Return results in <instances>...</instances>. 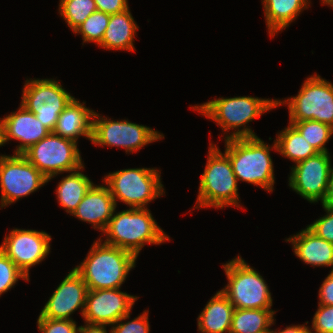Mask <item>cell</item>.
<instances>
[{
	"label": "cell",
	"instance_id": "18",
	"mask_svg": "<svg viewBox=\"0 0 333 333\" xmlns=\"http://www.w3.org/2000/svg\"><path fill=\"white\" fill-rule=\"evenodd\" d=\"M116 207L108 186L93 184L71 215L103 232Z\"/></svg>",
	"mask_w": 333,
	"mask_h": 333
},
{
	"label": "cell",
	"instance_id": "25",
	"mask_svg": "<svg viewBox=\"0 0 333 333\" xmlns=\"http://www.w3.org/2000/svg\"><path fill=\"white\" fill-rule=\"evenodd\" d=\"M275 143L277 152L295 164L318 153L292 124L278 133Z\"/></svg>",
	"mask_w": 333,
	"mask_h": 333
},
{
	"label": "cell",
	"instance_id": "30",
	"mask_svg": "<svg viewBox=\"0 0 333 333\" xmlns=\"http://www.w3.org/2000/svg\"><path fill=\"white\" fill-rule=\"evenodd\" d=\"M20 279L29 281L17 265L0 250V296Z\"/></svg>",
	"mask_w": 333,
	"mask_h": 333
},
{
	"label": "cell",
	"instance_id": "11",
	"mask_svg": "<svg viewBox=\"0 0 333 333\" xmlns=\"http://www.w3.org/2000/svg\"><path fill=\"white\" fill-rule=\"evenodd\" d=\"M21 105L35 114L36 118L51 132L59 115L74 99L59 81L54 79L26 80Z\"/></svg>",
	"mask_w": 333,
	"mask_h": 333
},
{
	"label": "cell",
	"instance_id": "38",
	"mask_svg": "<svg viewBox=\"0 0 333 333\" xmlns=\"http://www.w3.org/2000/svg\"><path fill=\"white\" fill-rule=\"evenodd\" d=\"M106 326L107 325L85 323V326H79L78 333H108Z\"/></svg>",
	"mask_w": 333,
	"mask_h": 333
},
{
	"label": "cell",
	"instance_id": "26",
	"mask_svg": "<svg viewBox=\"0 0 333 333\" xmlns=\"http://www.w3.org/2000/svg\"><path fill=\"white\" fill-rule=\"evenodd\" d=\"M272 309H237L232 314L229 333H257L269 329L274 324Z\"/></svg>",
	"mask_w": 333,
	"mask_h": 333
},
{
	"label": "cell",
	"instance_id": "33",
	"mask_svg": "<svg viewBox=\"0 0 333 333\" xmlns=\"http://www.w3.org/2000/svg\"><path fill=\"white\" fill-rule=\"evenodd\" d=\"M37 328L41 333H78L77 324L74 320L64 319H37Z\"/></svg>",
	"mask_w": 333,
	"mask_h": 333
},
{
	"label": "cell",
	"instance_id": "28",
	"mask_svg": "<svg viewBox=\"0 0 333 333\" xmlns=\"http://www.w3.org/2000/svg\"><path fill=\"white\" fill-rule=\"evenodd\" d=\"M59 14L74 32L93 12L97 11L94 0H59Z\"/></svg>",
	"mask_w": 333,
	"mask_h": 333
},
{
	"label": "cell",
	"instance_id": "5",
	"mask_svg": "<svg viewBox=\"0 0 333 333\" xmlns=\"http://www.w3.org/2000/svg\"><path fill=\"white\" fill-rule=\"evenodd\" d=\"M199 184V193L194 208L241 207L238 180L233 172L231 162L216 144L211 143L209 146L207 164L204 173L201 174Z\"/></svg>",
	"mask_w": 333,
	"mask_h": 333
},
{
	"label": "cell",
	"instance_id": "35",
	"mask_svg": "<svg viewBox=\"0 0 333 333\" xmlns=\"http://www.w3.org/2000/svg\"><path fill=\"white\" fill-rule=\"evenodd\" d=\"M94 2L98 11L109 15L121 13L129 9L128 0H94Z\"/></svg>",
	"mask_w": 333,
	"mask_h": 333
},
{
	"label": "cell",
	"instance_id": "42",
	"mask_svg": "<svg viewBox=\"0 0 333 333\" xmlns=\"http://www.w3.org/2000/svg\"><path fill=\"white\" fill-rule=\"evenodd\" d=\"M257 333H273V330L272 329H266V330H263L261 332H257Z\"/></svg>",
	"mask_w": 333,
	"mask_h": 333
},
{
	"label": "cell",
	"instance_id": "39",
	"mask_svg": "<svg viewBox=\"0 0 333 333\" xmlns=\"http://www.w3.org/2000/svg\"><path fill=\"white\" fill-rule=\"evenodd\" d=\"M305 325L306 324L286 326L283 330H273V333H309V327Z\"/></svg>",
	"mask_w": 333,
	"mask_h": 333
},
{
	"label": "cell",
	"instance_id": "32",
	"mask_svg": "<svg viewBox=\"0 0 333 333\" xmlns=\"http://www.w3.org/2000/svg\"><path fill=\"white\" fill-rule=\"evenodd\" d=\"M318 305L309 333H333V305Z\"/></svg>",
	"mask_w": 333,
	"mask_h": 333
},
{
	"label": "cell",
	"instance_id": "34",
	"mask_svg": "<svg viewBox=\"0 0 333 333\" xmlns=\"http://www.w3.org/2000/svg\"><path fill=\"white\" fill-rule=\"evenodd\" d=\"M326 211V215L316 219L312 224L307 227L314 232L317 236L333 243V209L322 206Z\"/></svg>",
	"mask_w": 333,
	"mask_h": 333
},
{
	"label": "cell",
	"instance_id": "40",
	"mask_svg": "<svg viewBox=\"0 0 333 333\" xmlns=\"http://www.w3.org/2000/svg\"><path fill=\"white\" fill-rule=\"evenodd\" d=\"M5 143H7L5 138V125L2 118L0 119V147L4 146Z\"/></svg>",
	"mask_w": 333,
	"mask_h": 333
},
{
	"label": "cell",
	"instance_id": "8",
	"mask_svg": "<svg viewBox=\"0 0 333 333\" xmlns=\"http://www.w3.org/2000/svg\"><path fill=\"white\" fill-rule=\"evenodd\" d=\"M276 104L288 105L289 121L314 120L333 128V84L318 74L308 77L296 96Z\"/></svg>",
	"mask_w": 333,
	"mask_h": 333
},
{
	"label": "cell",
	"instance_id": "1",
	"mask_svg": "<svg viewBox=\"0 0 333 333\" xmlns=\"http://www.w3.org/2000/svg\"><path fill=\"white\" fill-rule=\"evenodd\" d=\"M96 240L87 257L74 267L88 290L121 288L137 257L132 253Z\"/></svg>",
	"mask_w": 333,
	"mask_h": 333
},
{
	"label": "cell",
	"instance_id": "4",
	"mask_svg": "<svg viewBox=\"0 0 333 333\" xmlns=\"http://www.w3.org/2000/svg\"><path fill=\"white\" fill-rule=\"evenodd\" d=\"M225 146L224 153L238 181L260 186L268 192L273 191L275 177L270 150L277 151L275 140L270 147L258 136L231 138L225 140Z\"/></svg>",
	"mask_w": 333,
	"mask_h": 333
},
{
	"label": "cell",
	"instance_id": "10",
	"mask_svg": "<svg viewBox=\"0 0 333 333\" xmlns=\"http://www.w3.org/2000/svg\"><path fill=\"white\" fill-rule=\"evenodd\" d=\"M164 138L162 133L128 120H112L94 112L91 143L99 146L121 147L127 153L137 152L147 144Z\"/></svg>",
	"mask_w": 333,
	"mask_h": 333
},
{
	"label": "cell",
	"instance_id": "3",
	"mask_svg": "<svg viewBox=\"0 0 333 333\" xmlns=\"http://www.w3.org/2000/svg\"><path fill=\"white\" fill-rule=\"evenodd\" d=\"M276 101L277 99H263L252 96L219 97L201 105H194L193 109L215 121L224 133L226 132L227 136L225 135L224 138L226 140L257 136L251 128L245 125L258 117L260 118L267 111L276 108ZM229 130H234V132L232 131L228 135Z\"/></svg>",
	"mask_w": 333,
	"mask_h": 333
},
{
	"label": "cell",
	"instance_id": "41",
	"mask_svg": "<svg viewBox=\"0 0 333 333\" xmlns=\"http://www.w3.org/2000/svg\"><path fill=\"white\" fill-rule=\"evenodd\" d=\"M322 4H326L330 7H333V0H321Z\"/></svg>",
	"mask_w": 333,
	"mask_h": 333
},
{
	"label": "cell",
	"instance_id": "23",
	"mask_svg": "<svg viewBox=\"0 0 333 333\" xmlns=\"http://www.w3.org/2000/svg\"><path fill=\"white\" fill-rule=\"evenodd\" d=\"M309 3L310 0H262L270 37L289 27Z\"/></svg>",
	"mask_w": 333,
	"mask_h": 333
},
{
	"label": "cell",
	"instance_id": "6",
	"mask_svg": "<svg viewBox=\"0 0 333 333\" xmlns=\"http://www.w3.org/2000/svg\"><path fill=\"white\" fill-rule=\"evenodd\" d=\"M228 284L220 291L237 309H271L273 299L264 278L238 256L222 265Z\"/></svg>",
	"mask_w": 333,
	"mask_h": 333
},
{
	"label": "cell",
	"instance_id": "21",
	"mask_svg": "<svg viewBox=\"0 0 333 333\" xmlns=\"http://www.w3.org/2000/svg\"><path fill=\"white\" fill-rule=\"evenodd\" d=\"M138 29L129 9L110 15L104 36L98 45L106 50L135 51L133 42Z\"/></svg>",
	"mask_w": 333,
	"mask_h": 333
},
{
	"label": "cell",
	"instance_id": "12",
	"mask_svg": "<svg viewBox=\"0 0 333 333\" xmlns=\"http://www.w3.org/2000/svg\"><path fill=\"white\" fill-rule=\"evenodd\" d=\"M48 183L46 178L22 154L0 155V207L18 201Z\"/></svg>",
	"mask_w": 333,
	"mask_h": 333
},
{
	"label": "cell",
	"instance_id": "27",
	"mask_svg": "<svg viewBox=\"0 0 333 333\" xmlns=\"http://www.w3.org/2000/svg\"><path fill=\"white\" fill-rule=\"evenodd\" d=\"M318 152H328L325 144L333 134V128L314 120L289 121Z\"/></svg>",
	"mask_w": 333,
	"mask_h": 333
},
{
	"label": "cell",
	"instance_id": "2",
	"mask_svg": "<svg viewBox=\"0 0 333 333\" xmlns=\"http://www.w3.org/2000/svg\"><path fill=\"white\" fill-rule=\"evenodd\" d=\"M103 234H106L104 243L124 249L136 257L145 243L160 245L170 240L148 208H130L121 212L114 210Z\"/></svg>",
	"mask_w": 333,
	"mask_h": 333
},
{
	"label": "cell",
	"instance_id": "16",
	"mask_svg": "<svg viewBox=\"0 0 333 333\" xmlns=\"http://www.w3.org/2000/svg\"><path fill=\"white\" fill-rule=\"evenodd\" d=\"M87 291L86 283L73 268L50 296L39 317L73 320L70 315L79 308L83 316Z\"/></svg>",
	"mask_w": 333,
	"mask_h": 333
},
{
	"label": "cell",
	"instance_id": "17",
	"mask_svg": "<svg viewBox=\"0 0 333 333\" xmlns=\"http://www.w3.org/2000/svg\"><path fill=\"white\" fill-rule=\"evenodd\" d=\"M3 121L6 142L13 139L20 141L14 154H23L51 132L36 118L34 113L21 104L18 111L5 116Z\"/></svg>",
	"mask_w": 333,
	"mask_h": 333
},
{
	"label": "cell",
	"instance_id": "20",
	"mask_svg": "<svg viewBox=\"0 0 333 333\" xmlns=\"http://www.w3.org/2000/svg\"><path fill=\"white\" fill-rule=\"evenodd\" d=\"M74 98L59 115L54 133L77 142L80 136L92 139L93 115L92 109L84 106Z\"/></svg>",
	"mask_w": 333,
	"mask_h": 333
},
{
	"label": "cell",
	"instance_id": "13",
	"mask_svg": "<svg viewBox=\"0 0 333 333\" xmlns=\"http://www.w3.org/2000/svg\"><path fill=\"white\" fill-rule=\"evenodd\" d=\"M51 236L45 231L15 228L6 235L0 250L29 279V270L43 261L50 252Z\"/></svg>",
	"mask_w": 333,
	"mask_h": 333
},
{
	"label": "cell",
	"instance_id": "22",
	"mask_svg": "<svg viewBox=\"0 0 333 333\" xmlns=\"http://www.w3.org/2000/svg\"><path fill=\"white\" fill-rule=\"evenodd\" d=\"M233 311L232 303L221 291H218L199 314L198 331L201 333H229Z\"/></svg>",
	"mask_w": 333,
	"mask_h": 333
},
{
	"label": "cell",
	"instance_id": "36",
	"mask_svg": "<svg viewBox=\"0 0 333 333\" xmlns=\"http://www.w3.org/2000/svg\"><path fill=\"white\" fill-rule=\"evenodd\" d=\"M318 295V304L333 305V271L323 281Z\"/></svg>",
	"mask_w": 333,
	"mask_h": 333
},
{
	"label": "cell",
	"instance_id": "7",
	"mask_svg": "<svg viewBox=\"0 0 333 333\" xmlns=\"http://www.w3.org/2000/svg\"><path fill=\"white\" fill-rule=\"evenodd\" d=\"M160 172L156 168H128L109 173L103 179L117 201L130 208H147L152 200L165 193Z\"/></svg>",
	"mask_w": 333,
	"mask_h": 333
},
{
	"label": "cell",
	"instance_id": "37",
	"mask_svg": "<svg viewBox=\"0 0 333 333\" xmlns=\"http://www.w3.org/2000/svg\"><path fill=\"white\" fill-rule=\"evenodd\" d=\"M321 203L322 206L333 209V167L329 175L326 194Z\"/></svg>",
	"mask_w": 333,
	"mask_h": 333
},
{
	"label": "cell",
	"instance_id": "31",
	"mask_svg": "<svg viewBox=\"0 0 333 333\" xmlns=\"http://www.w3.org/2000/svg\"><path fill=\"white\" fill-rule=\"evenodd\" d=\"M149 311L145 310L141 315L131 321L126 319L130 318V314L123 316L119 321L113 324L110 333H149ZM126 320V322H124Z\"/></svg>",
	"mask_w": 333,
	"mask_h": 333
},
{
	"label": "cell",
	"instance_id": "9",
	"mask_svg": "<svg viewBox=\"0 0 333 333\" xmlns=\"http://www.w3.org/2000/svg\"><path fill=\"white\" fill-rule=\"evenodd\" d=\"M77 143L50 132L22 155L48 178L49 182L62 172L70 173L84 165Z\"/></svg>",
	"mask_w": 333,
	"mask_h": 333
},
{
	"label": "cell",
	"instance_id": "19",
	"mask_svg": "<svg viewBox=\"0 0 333 333\" xmlns=\"http://www.w3.org/2000/svg\"><path fill=\"white\" fill-rule=\"evenodd\" d=\"M285 241L291 242L294 254L304 263L314 267L330 266L333 271V243L317 236L308 227Z\"/></svg>",
	"mask_w": 333,
	"mask_h": 333
},
{
	"label": "cell",
	"instance_id": "24",
	"mask_svg": "<svg viewBox=\"0 0 333 333\" xmlns=\"http://www.w3.org/2000/svg\"><path fill=\"white\" fill-rule=\"evenodd\" d=\"M83 169L84 166L71 171L58 183L55 191L60 207H63L69 214L74 212L87 191L94 184L87 175L81 173Z\"/></svg>",
	"mask_w": 333,
	"mask_h": 333
},
{
	"label": "cell",
	"instance_id": "14",
	"mask_svg": "<svg viewBox=\"0 0 333 333\" xmlns=\"http://www.w3.org/2000/svg\"><path fill=\"white\" fill-rule=\"evenodd\" d=\"M329 152H318L291 167L289 186L310 203L322 202L332 169Z\"/></svg>",
	"mask_w": 333,
	"mask_h": 333
},
{
	"label": "cell",
	"instance_id": "29",
	"mask_svg": "<svg viewBox=\"0 0 333 333\" xmlns=\"http://www.w3.org/2000/svg\"><path fill=\"white\" fill-rule=\"evenodd\" d=\"M110 15L102 11H95L74 31L75 34H81L83 44L95 42L97 45L102 41Z\"/></svg>",
	"mask_w": 333,
	"mask_h": 333
},
{
	"label": "cell",
	"instance_id": "15",
	"mask_svg": "<svg viewBox=\"0 0 333 333\" xmlns=\"http://www.w3.org/2000/svg\"><path fill=\"white\" fill-rule=\"evenodd\" d=\"M139 297L116 289L88 290L83 318L85 323L113 325L131 313Z\"/></svg>",
	"mask_w": 333,
	"mask_h": 333
}]
</instances>
